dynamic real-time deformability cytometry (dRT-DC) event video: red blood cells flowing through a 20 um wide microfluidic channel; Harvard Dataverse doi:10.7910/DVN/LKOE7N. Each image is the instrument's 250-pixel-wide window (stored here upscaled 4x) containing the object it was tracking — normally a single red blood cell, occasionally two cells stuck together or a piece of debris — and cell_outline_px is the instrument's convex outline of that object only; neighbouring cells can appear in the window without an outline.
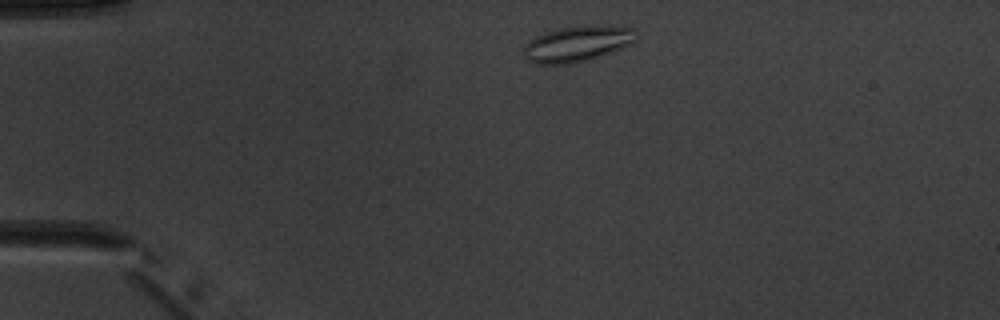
{"species": "common noctule bat (a hibernating species)", "species_latin": "Nyctalus noctula", "temperature_condition": "warm", "stored_images_in_passage": 2, "camera_frame_rate_fps": 3000, "um_per_image_px": 0.085, "animal": {"sex": "male", "body_mass_g": 20.1, "forearm_length_mm": 53.5}, "frame": {"image": 1, "passage_image": 2, "time_ms": 2.0, "image_size_px": [1000, 320], "cell_outline_px": [[640, 36], [636, 40], [612, 52], [588, 60], [568, 64], [532, 64], [524, 56], [524, 44], [528, 40], [544, 32], [560, 28], [588, 24], [596, 24], [632, 28]], "centroid_in_image_um": [49.05, 3.71], "position_along_channel_um": 35.9, "area_um2": 23.76}}